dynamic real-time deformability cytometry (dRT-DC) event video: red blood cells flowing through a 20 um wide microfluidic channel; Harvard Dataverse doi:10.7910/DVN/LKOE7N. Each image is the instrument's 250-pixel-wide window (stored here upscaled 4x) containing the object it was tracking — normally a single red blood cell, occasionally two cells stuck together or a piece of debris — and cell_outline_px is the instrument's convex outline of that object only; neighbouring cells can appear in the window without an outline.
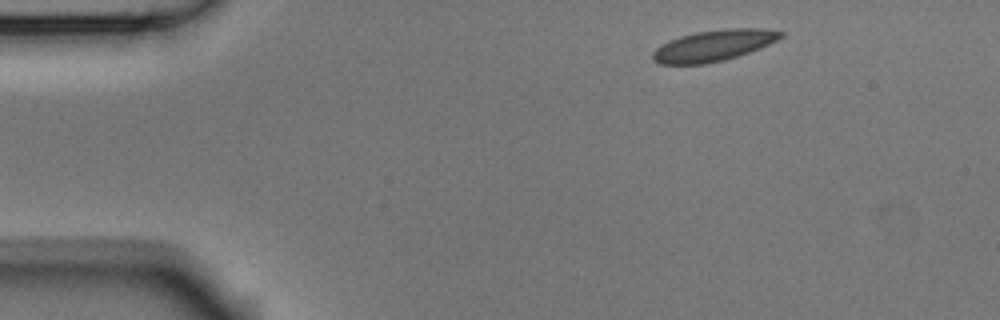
{"species": "Egyptian fruit bat (a non-hibernating species)", "species_latin": "Rousettus aegyptiacus", "temperature_condition": "room temperature", "stored_images_in_passage": 47, "camera_frame_rate_fps": 3000, "um_per_image_px": 0.085, "animal": {"sex": "male"}, "frame": {"image": 1, "passage_image": 1, "time_ms": 0.0, "image_size_px": [1000, 320], "cell_outline_px": [[784, 36], [760, 48], [724, 60], [704, 64], [660, 64], [652, 60], [652, 52], [656, 48], [680, 36], [696, 32], [724, 28], [764, 28], [784, 32]], "centroid_in_image_um": [60.67, 3.86], "position_along_channel_um": 24.3, "area_um2": 23.06}}
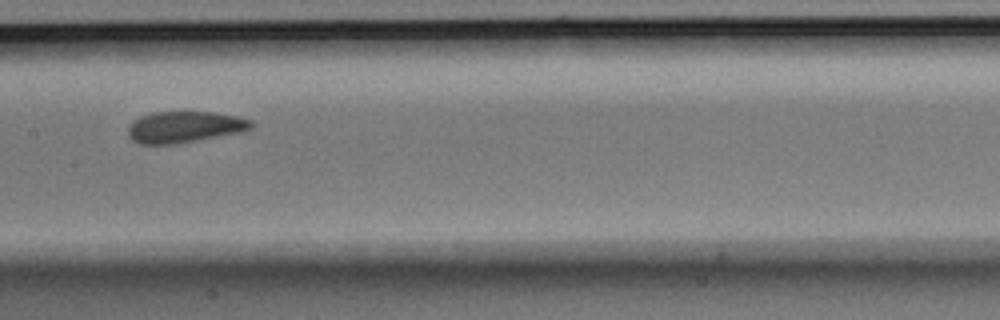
{"frame": {"image": 2, "passage_image": 20, "time_ms": 6.333, "image_size_px": [1000, 320], "cell_outline_px": [[252, 128], [240, 132], [176, 144], [140, 144], [132, 140], [128, 136], [128, 128], [132, 120], [140, 116], [152, 112], [212, 112], [236, 116], [252, 120]], "centroid_in_image_um": [15.64, 10.79], "position_along_channel_um": 191.8, "area_um2": 22.48}}
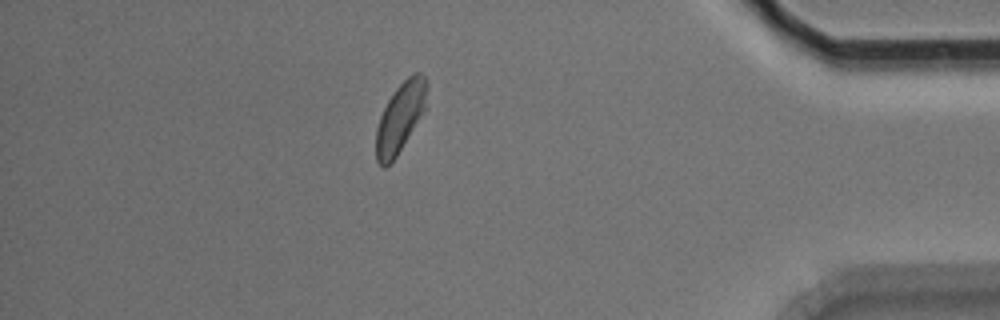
{"frame": {"image": 3, "passage_image": 40, "time_ms": 13.0, "image_size_px": [1000, 320], "cell_outline_px": [[428, 108], [396, 156], [384, 168], [376, 160], [376, 128], [380, 116], [388, 100], [396, 88], [408, 76], [416, 72], [420, 72], [424, 76], [428, 84]], "centroid_in_image_um": [34.08, 9.94], "position_along_channel_um": 401.1, "area_um2": 20.92}, "authors_computed_cell_mechanics": {"area_um2": 22.253, "velocity_mm_per_s": 3.7367, "shape_relaxation_time_tau1_ms": 5.0045, "shape_relaxation_time_tau2_ms": 1.8919, "deformation_change_tau1": 0.1043, "deformation_change_tau2": 0.0513}}